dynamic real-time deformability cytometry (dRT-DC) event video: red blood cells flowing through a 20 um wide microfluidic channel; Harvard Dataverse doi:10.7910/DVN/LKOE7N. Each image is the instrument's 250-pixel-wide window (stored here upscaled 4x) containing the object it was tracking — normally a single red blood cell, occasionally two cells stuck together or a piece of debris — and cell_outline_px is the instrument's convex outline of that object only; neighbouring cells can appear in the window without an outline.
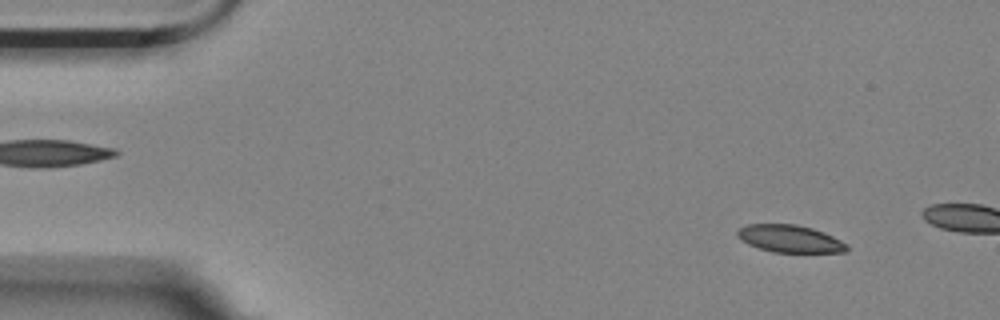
{"species": "Egyptian fruit bat (a non-hibernating species)", "species_latin": "Rousettus aegyptiacus", "temperature_condition": "room temperature", "stored_images_in_passage": 3, "camera_frame_rate_fps": 3000, "um_per_image_px": 0.085, "animal": {"sex": "female"}, "frame": {"image": 1, "passage_image": 1, "time_ms": 0.0, "image_size_px": [1000, 320], "cell_outline_px": [[848, 252], [772, 252], [748, 244], [740, 240], [736, 236], [736, 228], [748, 224], [796, 224], [812, 228], [824, 232], [848, 244]], "centroid_in_image_um": [67.11, 20.28], "position_along_channel_um": 17.9, "area_um2": 17.63}}